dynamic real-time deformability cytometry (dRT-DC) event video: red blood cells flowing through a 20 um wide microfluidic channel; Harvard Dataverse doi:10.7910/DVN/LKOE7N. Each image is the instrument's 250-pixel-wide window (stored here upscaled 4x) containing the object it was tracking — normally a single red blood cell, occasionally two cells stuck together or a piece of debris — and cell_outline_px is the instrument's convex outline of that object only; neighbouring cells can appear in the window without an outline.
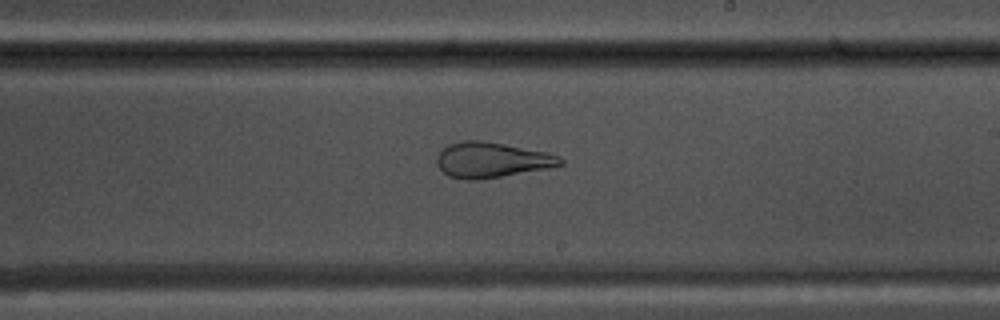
{"species": "common noctule bat (a hibernating species)", "species_latin": "Nyctalus noctula", "temperature_condition": "warm", "stored_images_in_passage": 53, "camera_frame_rate_fps": 3000, "um_per_image_px": 0.085, "animal": {"sex": "male", "body_mass_g": 17.5, "forearm_length_mm": 52.3}, "frame": {"image": 1, "passage_image": 31, "time_ms": 10.0, "image_size_px": [1000, 320], "cell_outline_px": [[564, 164], [548, 168], [500, 176], [472, 180], [464, 180], [448, 176], [436, 164], [436, 156], [448, 144], [460, 140], [480, 140], [504, 144], [544, 152], [560, 156], [564, 160]], "centroid_in_image_um": [41.75, 13.59], "position_along_channel_um": 247.2, "area_um2": 25.26}}
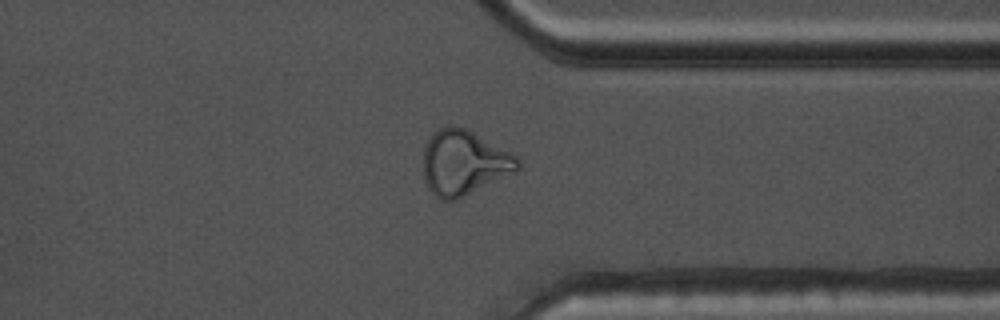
{"frame": {"image": 2, "passage_image": 41, "time_ms": 13.333, "image_size_px": [1000, 320], "cell_outline_px": [[520, 168], [516, 172], [456, 200], [440, 200], [428, 188], [424, 180], [424, 148], [428, 140], [440, 128], [452, 124], [464, 128], [472, 132], [516, 156], [520, 160]], "centroid_in_image_um": [39.43, 13.85], "position_along_channel_um": 372.0, "area_um2": 35.32}}
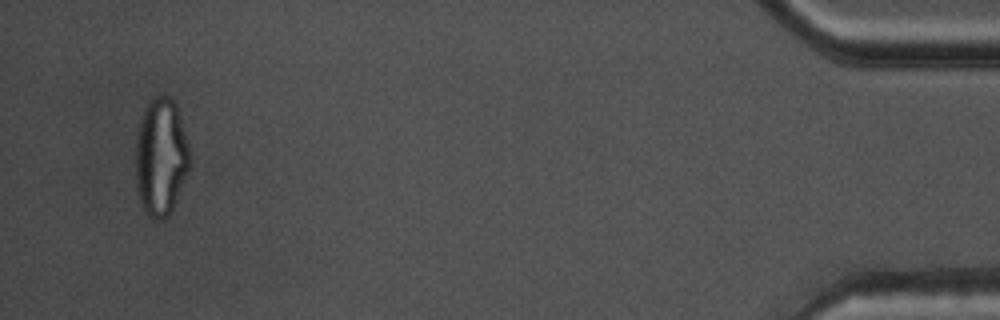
{"frame": {"image": 3, "passage_image": 51, "time_ms": 16.667, "image_size_px": [1000, 320], "cell_outline_px": [[192, 156], [188, 168], [172, 212], [164, 220], [156, 220], [148, 216], [144, 212], [140, 204], [136, 184], [136, 136], [140, 120], [144, 108], [152, 96], [168, 96], [176, 104]], "centroid_in_image_um": [13.66, 13.37], "position_along_channel_um": 421.5, "area_um2": 37.45}}